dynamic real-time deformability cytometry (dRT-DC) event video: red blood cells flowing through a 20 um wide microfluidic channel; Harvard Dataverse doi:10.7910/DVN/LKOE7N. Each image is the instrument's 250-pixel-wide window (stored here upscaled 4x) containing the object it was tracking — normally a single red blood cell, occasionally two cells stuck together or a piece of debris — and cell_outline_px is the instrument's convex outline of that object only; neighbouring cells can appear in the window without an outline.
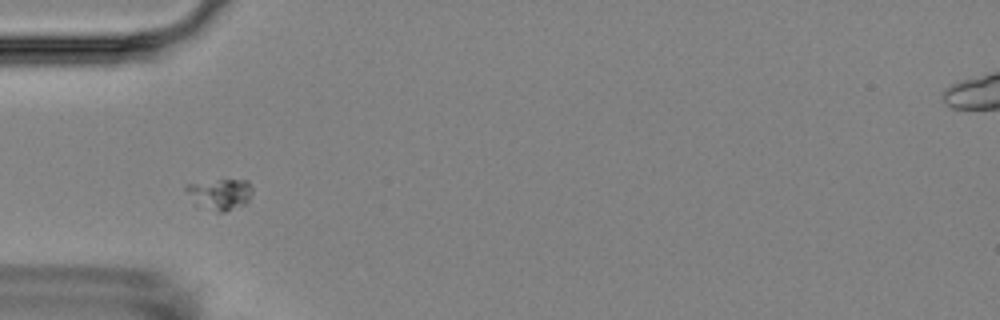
{"species": "Egyptian fruit bat (a non-hibernating species)", "species_latin": "Rousettus aegyptiacus", "temperature_condition": "room temperature", "stored_images_in_passage": 4, "camera_frame_rate_fps": 3000, "um_per_image_px": 0.085, "animal": {"sex": "female"}, "frame": {"image": 1, "passage_image": 3, "time_ms": 2.333, "image_size_px": [1000, 320], "cell_outline_px": [[252, 192], [248, 200], [244, 204], [224, 212], [216, 212], [188, 192], [184, 188], [184, 184], [220, 180], [248, 180], [252, 188]], "centroid_in_image_um": [18.8, 16.45], "position_along_channel_um": 66.2, "area_um2": 11.1}}
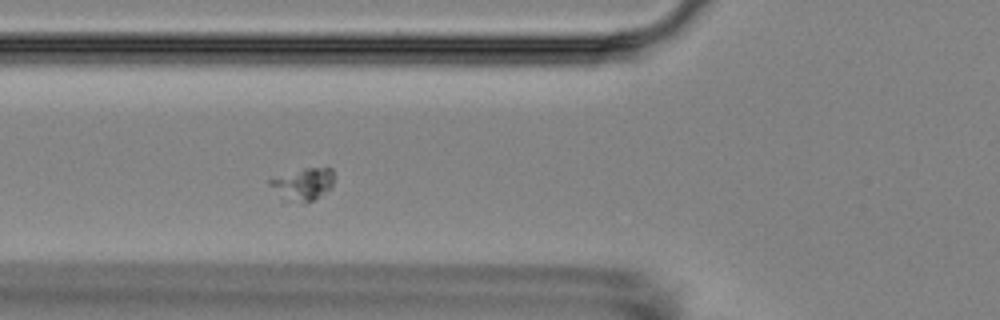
{"frame": {"image": 2, "passage_image": 4, "time_ms": 3.333, "image_size_px": [1000, 320], "cell_outline_px": [[332, 184], [328, 188], [312, 200], [304, 204], [280, 200], [268, 184], [268, 180], [304, 168], [332, 168]], "centroid_in_image_um": [25.66, 15.69], "position_along_channel_um": 100.1, "area_um2": 11.91}}